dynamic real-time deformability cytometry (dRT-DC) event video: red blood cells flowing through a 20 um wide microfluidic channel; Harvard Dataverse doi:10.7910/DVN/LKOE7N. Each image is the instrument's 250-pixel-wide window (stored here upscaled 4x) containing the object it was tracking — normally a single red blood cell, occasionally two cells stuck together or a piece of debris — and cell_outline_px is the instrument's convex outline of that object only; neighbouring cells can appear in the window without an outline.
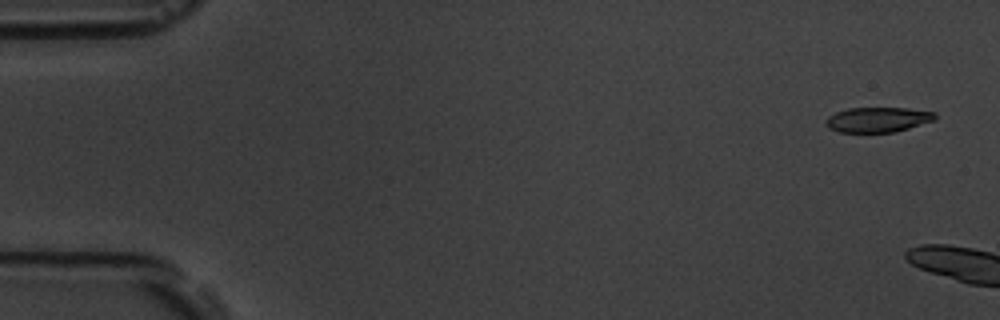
{"species": "common noctule bat (a hibernating species)", "species_latin": "Nyctalus noctula", "temperature_condition": "room temperature", "stored_images_in_passage": 4, "camera_frame_rate_fps": 3000, "um_per_image_px": 0.085, "animal": {"sex": "male", "body_mass_g": 19.5, "forearm_length_mm": 54.6}, "frame": {"image": 1, "passage_image": 1, "time_ms": 0.0, "image_size_px": [1000, 320], "cell_outline_px": [[936, 120], [896, 132], [840, 132], [828, 128], [828, 116], [836, 112], [848, 108], [908, 108], [936, 112]], "centroid_in_image_um": [74.68, 10.17], "position_along_channel_um": 10.3, "area_um2": 15.9}}